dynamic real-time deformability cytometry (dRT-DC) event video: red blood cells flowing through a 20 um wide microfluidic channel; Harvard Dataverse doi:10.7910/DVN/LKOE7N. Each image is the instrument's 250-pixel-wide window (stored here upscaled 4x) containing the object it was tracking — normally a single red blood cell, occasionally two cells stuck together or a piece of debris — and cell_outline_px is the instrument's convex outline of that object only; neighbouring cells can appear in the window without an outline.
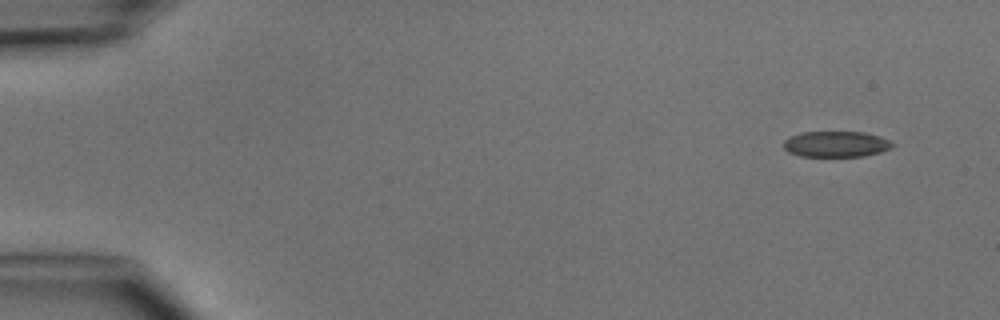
{"species": "common noctule bat (a hibernating species)", "species_latin": "Nyctalus noctula", "temperature_condition": "cold", "stored_images_in_passage": 4, "camera_frame_rate_fps": 3000, "um_per_image_px": 0.085, "animal": {"sex": "male", "body_mass_g": 15.6}, "frame": {"image": 1, "passage_image": 1, "time_ms": 0.0, "image_size_px": [1000, 320], "cell_outline_px": [[896, 144], [892, 148], [880, 152], [864, 156], [800, 156], [788, 152], [784, 148], [784, 140], [792, 136], [804, 132], [864, 132], [880, 136], [892, 140]], "centroid_in_image_um": [71.13, 12.25], "position_along_channel_um": 13.9, "area_um2": 16.47}}
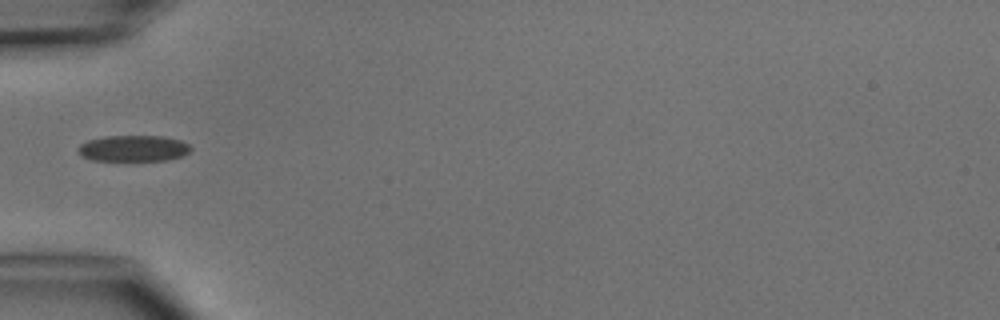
{"frame": {"image": 2, "passage_image": 4, "time_ms": 4.333, "image_size_px": [1000, 320], "cell_outline_px": [[192, 148], [184, 156], [168, 160], [92, 160], [80, 156], [80, 144], [88, 140], [104, 136], [164, 136], [180, 140], [188, 144]], "centroid_in_image_um": [11.37, 12.61], "position_along_channel_um": 73.6, "area_um2": 17.11}}